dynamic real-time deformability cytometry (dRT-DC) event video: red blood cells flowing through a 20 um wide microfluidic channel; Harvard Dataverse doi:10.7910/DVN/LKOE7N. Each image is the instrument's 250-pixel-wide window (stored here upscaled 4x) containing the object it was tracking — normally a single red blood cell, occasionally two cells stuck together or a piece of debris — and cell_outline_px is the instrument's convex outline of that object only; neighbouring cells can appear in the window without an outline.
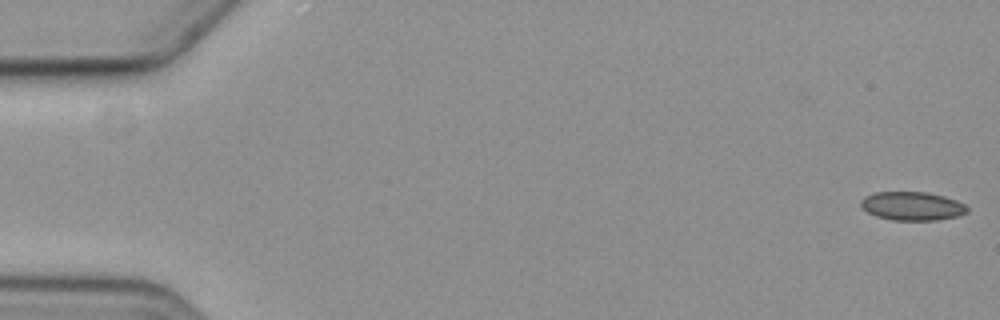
{"species": "common noctule bat (a hibernating species)", "species_latin": "Nyctalus noctula", "temperature_condition": "cold", "stored_images_in_passage": 6, "camera_frame_rate_fps": 3000, "um_per_image_px": 0.085, "animal": {"sex": "female", "body_mass_g": 19.3, "forearm_length_mm": 54.1}, "frame": {"image": 1, "passage_image": 1, "time_ms": 0.0, "image_size_px": [1000, 320], "cell_outline_px": [[968, 212], [956, 216], [936, 220], [892, 220], [876, 216], [868, 212], [860, 204], [860, 200], [864, 196], [876, 192], [928, 192], [944, 196], [956, 200], [964, 204], [968, 208]], "centroid_in_image_um": [77.53, 17.51], "position_along_channel_um": 7.5, "area_um2": 17.69}}
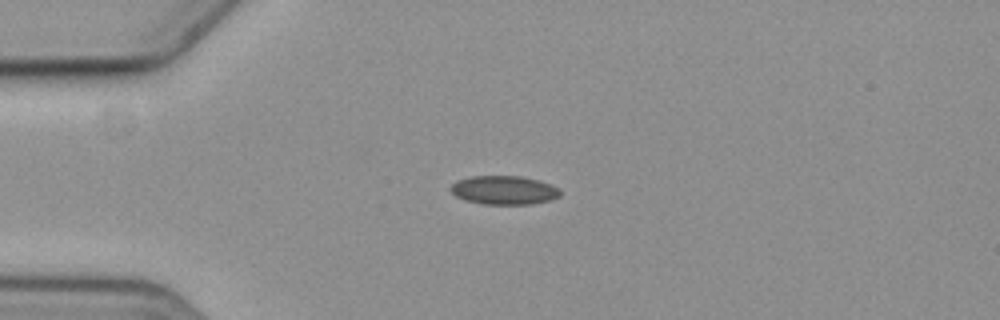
{"frame": {"image": 2, "passage_image": 5, "time_ms": 4.667, "image_size_px": [1000, 320], "cell_outline_px": [[560, 196], [548, 200], [532, 204], [484, 204], [464, 200], [456, 196], [448, 188], [456, 180], [472, 176], [520, 176], [540, 180], [560, 188]], "centroid_in_image_um": [42.83, 16.15], "position_along_channel_um": 42.2, "area_um2": 18.44}}